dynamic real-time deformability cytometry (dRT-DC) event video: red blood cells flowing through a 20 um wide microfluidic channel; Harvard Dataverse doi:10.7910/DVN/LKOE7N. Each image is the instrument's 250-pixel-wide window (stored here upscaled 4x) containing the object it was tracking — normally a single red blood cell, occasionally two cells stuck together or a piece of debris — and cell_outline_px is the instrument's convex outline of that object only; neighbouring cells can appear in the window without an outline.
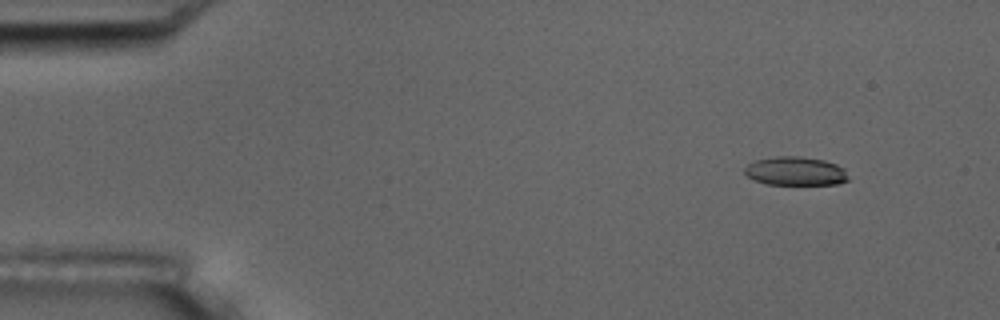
{"species": "common noctule bat (a hibernating species)", "species_latin": "Nyctalus noctula", "temperature_condition": "room temperature", "stored_images_in_passage": 10, "camera_frame_rate_fps": 3000, "um_per_image_px": 0.085, "animal": {"sex": "male", "body_mass_g": 17.5, "forearm_length_mm": 52.3}, "frame": {"image": 1, "passage_image": 2, "time_ms": 1.333, "image_size_px": [1000, 320], "cell_outline_px": [[848, 180], [836, 184], [768, 184], [756, 180], [748, 176], [744, 172], [744, 168], [748, 164], [756, 160], [776, 156], [800, 156], [824, 160], [836, 164], [844, 168], [848, 176]], "centroid_in_image_um": [67.63, 14.53], "position_along_channel_um": 17.4, "area_um2": 17.22}}
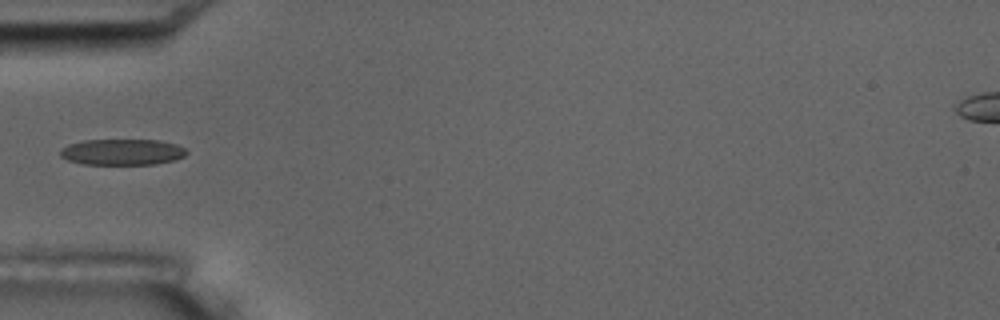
{"frame": {"image": 2, "passage_image": 5, "time_ms": 5.667, "image_size_px": [1000, 320], "cell_outline_px": [[188, 152], [184, 156], [176, 160], [156, 164], [84, 164], [68, 160], [60, 156], [60, 148], [68, 144], [84, 140], [160, 140], [176, 144], [184, 148]], "centroid_in_image_um": [10.39, 12.92], "position_along_channel_um": 74.6, "area_um2": 19.25}}